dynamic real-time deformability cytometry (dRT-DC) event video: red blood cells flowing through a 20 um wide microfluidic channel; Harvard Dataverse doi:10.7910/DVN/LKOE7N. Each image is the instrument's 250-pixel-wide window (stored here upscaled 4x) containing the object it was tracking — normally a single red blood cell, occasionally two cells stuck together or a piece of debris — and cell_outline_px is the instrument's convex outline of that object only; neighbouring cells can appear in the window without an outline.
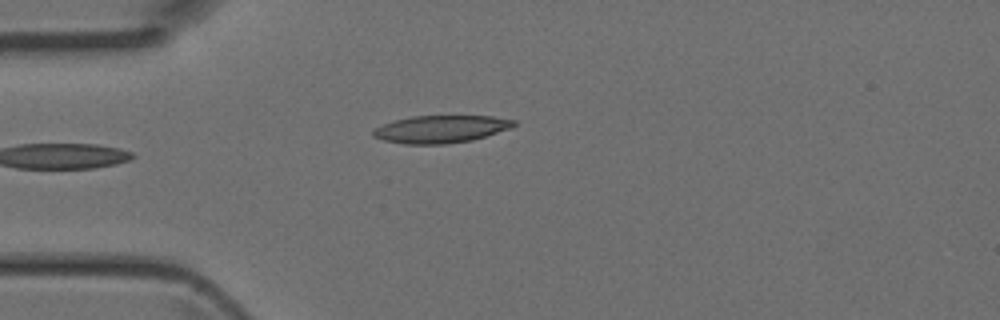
{"species": "Egyptian fruit bat (a non-hibernating species)", "species_latin": "Rousettus aegyptiacus", "temperature_condition": "room temperature", "stored_images_in_passage": 5, "camera_frame_rate_fps": 3000, "um_per_image_px": 0.085, "animal": {"sex": "female"}, "frame": {"image": 1, "passage_image": 5, "time_ms": 1.333, "image_size_px": [1000, 320], "cell_outline_px": [[516, 124], [508, 128], [472, 140], [444, 144], [404, 144], [384, 140], [372, 136], [372, 132], [376, 128], [384, 124], [396, 120], [412, 116], [492, 116], [516, 120]], "centroid_in_image_um": [37.45, 10.97], "position_along_channel_um": 47.6, "area_um2": 22.2}}